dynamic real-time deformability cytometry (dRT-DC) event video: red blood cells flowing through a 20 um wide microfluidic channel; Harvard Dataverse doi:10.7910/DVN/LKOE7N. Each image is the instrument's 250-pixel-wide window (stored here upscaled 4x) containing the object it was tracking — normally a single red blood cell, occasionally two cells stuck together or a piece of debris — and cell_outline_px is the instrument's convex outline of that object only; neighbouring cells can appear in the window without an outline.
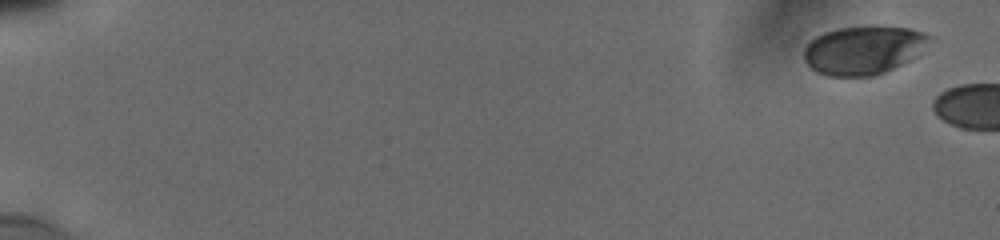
{"species": "human", "species_latin": "Homo sapiens", "temperature_condition": "cold", "stored_images_in_passage": 9, "camera_frame_rate_fps": 3000, "um_per_image_px": 0.085, "donor": {"sex": "male"}, "frame": {"image": 1, "passage_image": 1, "time_ms": 0.0, "image_size_px": [1000, 240], "cell_outline_px": [[932, 36], [916, 56], [884, 72], [872, 76], [828, 76], [816, 72], [804, 60], [804, 48], [816, 36], [824, 32], [836, 28], [908, 28], [924, 32]], "centroid_in_image_um": [73.35, 4.28], "position_along_channel_um": 11.7, "area_um2": 34.62}}
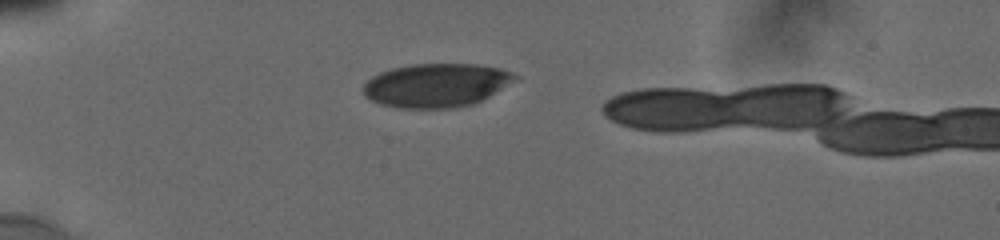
{"frame": {"image": 2, "passage_image": 6, "time_ms": 5.0, "image_size_px": [1000, 240], "cell_outline_px": [[520, 80], [472, 104], [448, 108], [400, 108], [380, 104], [364, 96], [364, 84], [372, 76], [380, 72], [392, 68], [408, 64], [476, 64], [500, 68], [512, 72], [520, 76]], "centroid_in_image_um": [37.12, 7.23], "position_along_channel_um": 47.9, "area_um2": 38.78}}